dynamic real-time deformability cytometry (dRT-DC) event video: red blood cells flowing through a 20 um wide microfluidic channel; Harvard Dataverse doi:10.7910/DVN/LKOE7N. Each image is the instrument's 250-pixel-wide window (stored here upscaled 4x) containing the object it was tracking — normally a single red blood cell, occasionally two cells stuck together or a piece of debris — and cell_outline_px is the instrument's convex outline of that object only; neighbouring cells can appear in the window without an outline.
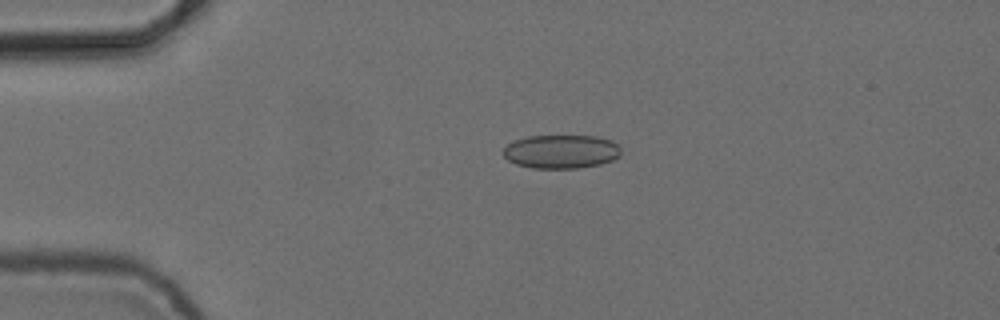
{"species": "common noctule bat (a hibernating species)", "species_latin": "Nyctalus noctula", "temperature_condition": "cold", "stored_images_in_passage": 5, "camera_frame_rate_fps": 3000, "um_per_image_px": 0.085, "animal": {"sex": "female", "body_mass_g": 24.6, "forearm_length_mm": 56.2}, "frame": {"image": 1, "passage_image": 4, "time_ms": 1.0, "image_size_px": [1000, 320], "cell_outline_px": [[620, 156], [612, 160], [600, 164], [580, 168], [532, 168], [516, 164], [508, 160], [500, 152], [508, 144], [516, 140], [528, 136], [596, 136], [612, 140], [620, 148]], "centroid_in_image_um": [47.69, 12.89], "position_along_channel_um": 37.3, "area_um2": 23.18}}